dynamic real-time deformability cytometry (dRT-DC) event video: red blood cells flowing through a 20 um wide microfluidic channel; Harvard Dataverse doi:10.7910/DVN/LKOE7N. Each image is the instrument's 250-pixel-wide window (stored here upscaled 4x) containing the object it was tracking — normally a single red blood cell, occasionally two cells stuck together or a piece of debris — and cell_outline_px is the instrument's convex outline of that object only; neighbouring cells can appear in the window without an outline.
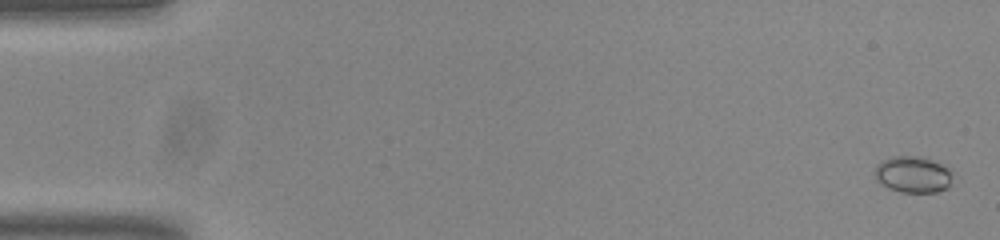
{"species": "common noctule bat (a hibernating species)", "species_latin": "Nyctalus noctula", "temperature_condition": "room temperature", "stored_images_in_passage": 55, "camera_frame_rate_fps": 3000, "um_per_image_px": 0.085, "animal": {"sex": "male", "body_mass_g": 20.0, "forearm_length_mm": 53.3}, "frame": {"image": 1, "passage_image": 2, "time_ms": 0.333, "image_size_px": [1000, 240], "cell_outline_px": [[952, 172], [948, 188], [936, 192], [900, 192], [888, 188], [880, 184], [876, 180], [876, 164], [892, 156], [916, 156], [940, 164]], "centroid_in_image_um": [77.56, 14.85], "position_along_channel_um": 7.4, "area_um2": 16.24}}
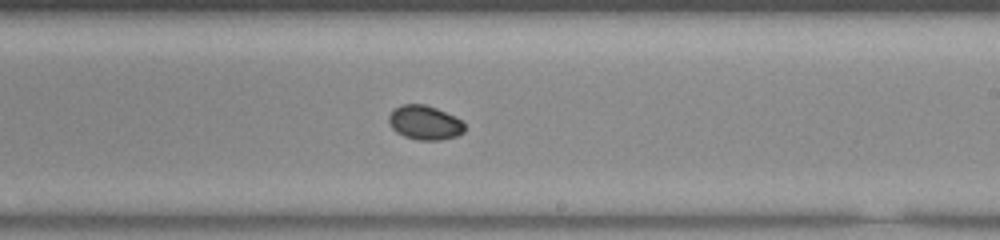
{"frame": {"image": 2, "passage_image": 33, "time_ms": 10.667, "image_size_px": [1000, 240], "cell_outline_px": [[464, 132], [456, 136], [440, 140], [420, 140], [404, 136], [396, 132], [392, 128], [388, 120], [388, 116], [400, 104], [424, 104], [436, 108], [460, 120], [464, 124]], "centroid_in_image_um": [36.08, 10.43], "position_along_channel_um": 252.9, "area_um2": 14.91}}
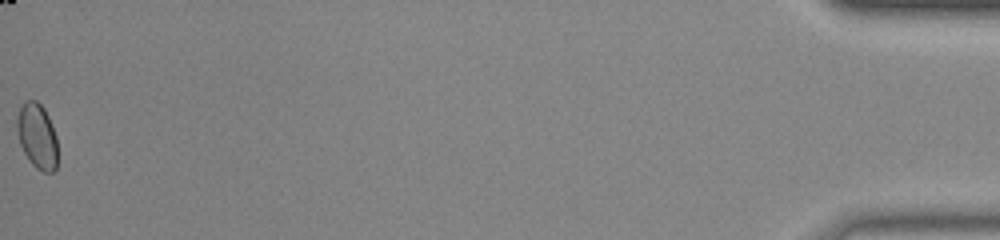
{"frame": {"image": 3, "passage_image": 55, "time_ms": 18.0, "image_size_px": [1000, 240], "cell_outline_px": [[56, 168], [52, 172], [44, 172], [36, 168], [32, 164], [24, 152], [20, 144], [16, 124], [16, 120], [20, 108], [24, 100], [36, 100], [44, 108], [48, 116], [56, 136]], "centroid_in_image_um": [3.14, 11.55], "position_along_channel_um": 432.1, "area_um2": 15.26}, "authors_computed_cell_mechanics": {"area_um2": 15.2592, "velocity_mm_per_s": 3.818, "shape_relaxation_time_tau1_ms": 4.6428, "shape_relaxation_time_tau2_ms": 5.6638, "deformation_change_tau1": 0.057, "deformation_change_tau2": 0.0333}}